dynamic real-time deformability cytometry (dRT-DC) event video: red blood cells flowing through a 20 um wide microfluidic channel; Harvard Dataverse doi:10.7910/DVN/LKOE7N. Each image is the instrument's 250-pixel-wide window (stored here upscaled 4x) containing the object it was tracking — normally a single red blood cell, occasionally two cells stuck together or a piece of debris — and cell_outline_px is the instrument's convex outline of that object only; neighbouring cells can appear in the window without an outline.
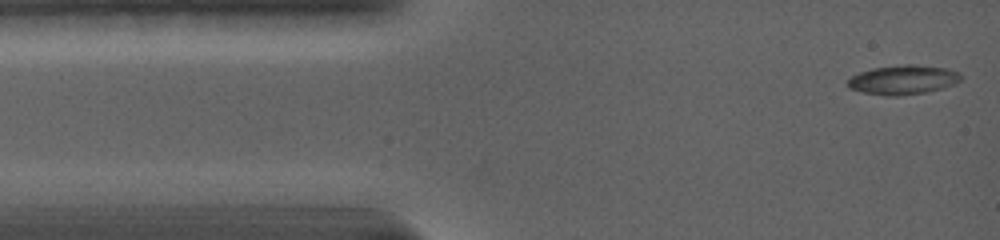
{"species": "common noctule bat (a hibernating species)", "species_latin": "Nyctalus noctula", "temperature_condition": "warm", "stored_images_in_passage": 36, "camera_frame_rate_fps": 5000, "um_per_image_px": 0.085, "animal": {"sex": "female", "body_mass_g": 19.0, "forearm_length_mm": 56.7}, "frame": {"image": 1, "passage_image": 1, "time_ms": 0.0, "image_size_px": [1000, 240], "cell_outline_px": [[964, 76], [956, 84], [928, 92], [896, 96], [888, 96], [860, 92], [848, 88], [848, 80], [852, 76], [860, 72], [872, 68], [896, 64], [916, 64], [948, 68], [960, 72]], "centroid_in_image_um": [76.8, 6.77], "position_along_channel_um": 8.2, "area_um2": 19.77}}
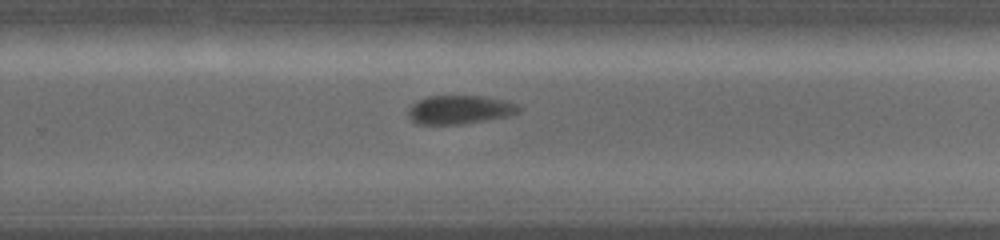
{"frame": {"image": 2, "passage_image": 18, "time_ms": 9.4, "image_size_px": [1000, 240], "cell_outline_px": [[520, 112], [508, 116], [460, 124], [416, 124], [408, 116], [408, 108], [412, 104], [428, 96], [480, 96], [516, 104], [520, 108]], "centroid_in_image_um": [39.02, 9.33], "position_along_channel_um": 290.8, "area_um2": 18.09}}
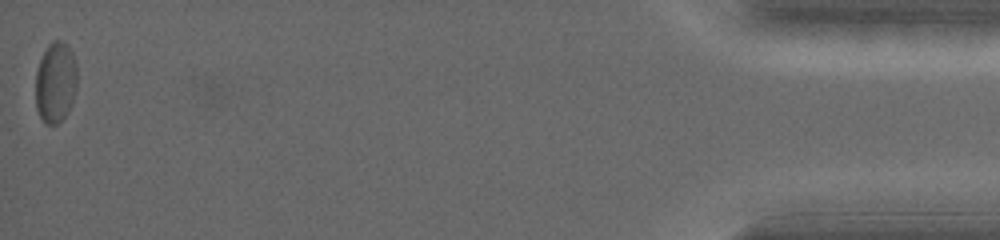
{"frame": {"image": 3, "passage_image": 36, "time_ms": 16.8, "image_size_px": [1000, 240], "cell_outline_px": [[76, 92], [72, 104], [68, 112], [56, 124], [44, 124], [36, 108], [36, 68], [48, 44], [52, 40], [60, 40], [68, 44], [72, 52], [76, 64]], "centroid_in_image_um": [4.72, 6.99], "position_along_channel_um": 430.5, "area_um2": 19.77}, "authors_computed_cell_mechanics": {"area_um2": 18.4382, "velocity_mm_per_s": 3.7485, "shape_relaxation_time_tau1_ms": 2.5957, "shape_relaxation_time_tau2_ms": 2.91, "deformation_change_tau1": 0.0737, "deformation_change_tau2": 0.0814}}